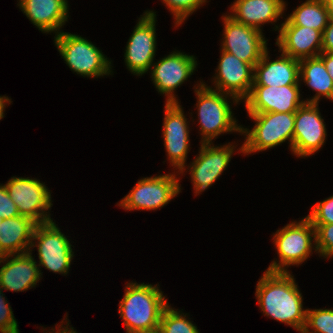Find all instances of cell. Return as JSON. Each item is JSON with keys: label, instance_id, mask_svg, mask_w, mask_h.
Wrapping results in <instances>:
<instances>
[{"label": "cell", "instance_id": "cell-1", "mask_svg": "<svg viewBox=\"0 0 333 333\" xmlns=\"http://www.w3.org/2000/svg\"><path fill=\"white\" fill-rule=\"evenodd\" d=\"M256 297L266 316L302 332L306 323L302 296L289 272L266 271L257 283Z\"/></svg>", "mask_w": 333, "mask_h": 333}, {"label": "cell", "instance_id": "cell-2", "mask_svg": "<svg viewBox=\"0 0 333 333\" xmlns=\"http://www.w3.org/2000/svg\"><path fill=\"white\" fill-rule=\"evenodd\" d=\"M119 304L118 311L127 333L159 329L162 313L169 305L157 285L144 283H128Z\"/></svg>", "mask_w": 333, "mask_h": 333}, {"label": "cell", "instance_id": "cell-3", "mask_svg": "<svg viewBox=\"0 0 333 333\" xmlns=\"http://www.w3.org/2000/svg\"><path fill=\"white\" fill-rule=\"evenodd\" d=\"M249 117L255 120L256 124L251 131L242 127L241 133L247 135L240 149L242 153L265 151L288 139L292 150L295 113L268 112L249 114Z\"/></svg>", "mask_w": 333, "mask_h": 333}, {"label": "cell", "instance_id": "cell-4", "mask_svg": "<svg viewBox=\"0 0 333 333\" xmlns=\"http://www.w3.org/2000/svg\"><path fill=\"white\" fill-rule=\"evenodd\" d=\"M198 98V118L203 142H211L221 133L241 132L242 127L236 124L226 93L216 91L201 83L195 89ZM225 94V96H224Z\"/></svg>", "mask_w": 333, "mask_h": 333}, {"label": "cell", "instance_id": "cell-5", "mask_svg": "<svg viewBox=\"0 0 333 333\" xmlns=\"http://www.w3.org/2000/svg\"><path fill=\"white\" fill-rule=\"evenodd\" d=\"M54 41L66 64L77 74L93 78L110 74L111 62L85 38L60 31Z\"/></svg>", "mask_w": 333, "mask_h": 333}, {"label": "cell", "instance_id": "cell-6", "mask_svg": "<svg viewBox=\"0 0 333 333\" xmlns=\"http://www.w3.org/2000/svg\"><path fill=\"white\" fill-rule=\"evenodd\" d=\"M312 237L315 242V227L306 217L300 222L287 224L274 234V243L280 261H273L267 271L288 272L285 267L304 262L312 252Z\"/></svg>", "mask_w": 333, "mask_h": 333}, {"label": "cell", "instance_id": "cell-7", "mask_svg": "<svg viewBox=\"0 0 333 333\" xmlns=\"http://www.w3.org/2000/svg\"><path fill=\"white\" fill-rule=\"evenodd\" d=\"M5 187L20 216L30 218L36 224L52 221L46 212L52 205L51 194L40 180L13 177Z\"/></svg>", "mask_w": 333, "mask_h": 333}, {"label": "cell", "instance_id": "cell-8", "mask_svg": "<svg viewBox=\"0 0 333 333\" xmlns=\"http://www.w3.org/2000/svg\"><path fill=\"white\" fill-rule=\"evenodd\" d=\"M175 174H164L139 180L119 206L126 210H156L166 205L180 192Z\"/></svg>", "mask_w": 333, "mask_h": 333}, {"label": "cell", "instance_id": "cell-9", "mask_svg": "<svg viewBox=\"0 0 333 333\" xmlns=\"http://www.w3.org/2000/svg\"><path fill=\"white\" fill-rule=\"evenodd\" d=\"M38 240L39 266L55 273L67 274L73 259L72 245L52 221L37 224L32 241Z\"/></svg>", "mask_w": 333, "mask_h": 333}, {"label": "cell", "instance_id": "cell-10", "mask_svg": "<svg viewBox=\"0 0 333 333\" xmlns=\"http://www.w3.org/2000/svg\"><path fill=\"white\" fill-rule=\"evenodd\" d=\"M223 17L225 25L222 50L254 67L267 50L262 30L239 23L229 14Z\"/></svg>", "mask_w": 333, "mask_h": 333}, {"label": "cell", "instance_id": "cell-11", "mask_svg": "<svg viewBox=\"0 0 333 333\" xmlns=\"http://www.w3.org/2000/svg\"><path fill=\"white\" fill-rule=\"evenodd\" d=\"M318 103L305 102L295 112L292 151L298 157H307L318 151L325 142L326 128Z\"/></svg>", "mask_w": 333, "mask_h": 333}, {"label": "cell", "instance_id": "cell-12", "mask_svg": "<svg viewBox=\"0 0 333 333\" xmlns=\"http://www.w3.org/2000/svg\"><path fill=\"white\" fill-rule=\"evenodd\" d=\"M155 13L147 11L139 18L126 46L125 63L133 74L142 75L152 66L156 49Z\"/></svg>", "mask_w": 333, "mask_h": 333}, {"label": "cell", "instance_id": "cell-13", "mask_svg": "<svg viewBox=\"0 0 333 333\" xmlns=\"http://www.w3.org/2000/svg\"><path fill=\"white\" fill-rule=\"evenodd\" d=\"M299 85L270 87L252 85L244 99L249 114L280 112L295 113L306 101H300Z\"/></svg>", "mask_w": 333, "mask_h": 333}, {"label": "cell", "instance_id": "cell-14", "mask_svg": "<svg viewBox=\"0 0 333 333\" xmlns=\"http://www.w3.org/2000/svg\"><path fill=\"white\" fill-rule=\"evenodd\" d=\"M222 51L215 77L216 91L231 95L236 104L245 99L254 82V67L233 54Z\"/></svg>", "mask_w": 333, "mask_h": 333}, {"label": "cell", "instance_id": "cell-15", "mask_svg": "<svg viewBox=\"0 0 333 333\" xmlns=\"http://www.w3.org/2000/svg\"><path fill=\"white\" fill-rule=\"evenodd\" d=\"M179 102L166 103L163 123L164 146L171 165L177 167L180 173L185 170V161L189 147V130Z\"/></svg>", "mask_w": 333, "mask_h": 333}, {"label": "cell", "instance_id": "cell-16", "mask_svg": "<svg viewBox=\"0 0 333 333\" xmlns=\"http://www.w3.org/2000/svg\"><path fill=\"white\" fill-rule=\"evenodd\" d=\"M211 146V142H201L199 156L190 165L195 193L206 190L226 169L231 160L234 146Z\"/></svg>", "mask_w": 333, "mask_h": 333}, {"label": "cell", "instance_id": "cell-17", "mask_svg": "<svg viewBox=\"0 0 333 333\" xmlns=\"http://www.w3.org/2000/svg\"><path fill=\"white\" fill-rule=\"evenodd\" d=\"M196 65L197 61L193 55L181 52H173L155 63L151 73L152 80L158 89L157 91L167 95L166 102H178L173 90L192 75Z\"/></svg>", "mask_w": 333, "mask_h": 333}, {"label": "cell", "instance_id": "cell-18", "mask_svg": "<svg viewBox=\"0 0 333 333\" xmlns=\"http://www.w3.org/2000/svg\"><path fill=\"white\" fill-rule=\"evenodd\" d=\"M279 29L276 45L283 54L301 60L322 52V32L298 25H281Z\"/></svg>", "mask_w": 333, "mask_h": 333}, {"label": "cell", "instance_id": "cell-19", "mask_svg": "<svg viewBox=\"0 0 333 333\" xmlns=\"http://www.w3.org/2000/svg\"><path fill=\"white\" fill-rule=\"evenodd\" d=\"M30 253L0 256V263L8 260L0 268V287L4 290L20 292L35 287L41 271Z\"/></svg>", "mask_w": 333, "mask_h": 333}, {"label": "cell", "instance_id": "cell-20", "mask_svg": "<svg viewBox=\"0 0 333 333\" xmlns=\"http://www.w3.org/2000/svg\"><path fill=\"white\" fill-rule=\"evenodd\" d=\"M281 58L269 62L268 51L261 56L254 66L253 85L282 87L299 85V60L281 54Z\"/></svg>", "mask_w": 333, "mask_h": 333}, {"label": "cell", "instance_id": "cell-21", "mask_svg": "<svg viewBox=\"0 0 333 333\" xmlns=\"http://www.w3.org/2000/svg\"><path fill=\"white\" fill-rule=\"evenodd\" d=\"M20 9L42 32L57 31L67 21V0H19Z\"/></svg>", "mask_w": 333, "mask_h": 333}, {"label": "cell", "instance_id": "cell-22", "mask_svg": "<svg viewBox=\"0 0 333 333\" xmlns=\"http://www.w3.org/2000/svg\"><path fill=\"white\" fill-rule=\"evenodd\" d=\"M36 225L30 218L20 215L3 219L0 223V256L24 254L32 251L30 248L36 246L35 242L32 241Z\"/></svg>", "mask_w": 333, "mask_h": 333}, {"label": "cell", "instance_id": "cell-23", "mask_svg": "<svg viewBox=\"0 0 333 333\" xmlns=\"http://www.w3.org/2000/svg\"><path fill=\"white\" fill-rule=\"evenodd\" d=\"M283 0H236L231 6L235 21L261 30V24L276 22L285 10Z\"/></svg>", "mask_w": 333, "mask_h": 333}, {"label": "cell", "instance_id": "cell-24", "mask_svg": "<svg viewBox=\"0 0 333 333\" xmlns=\"http://www.w3.org/2000/svg\"><path fill=\"white\" fill-rule=\"evenodd\" d=\"M299 75L309 87L317 92L312 99H307L306 102L318 103L321 95L333 100V80L319 56L299 60Z\"/></svg>", "mask_w": 333, "mask_h": 333}, {"label": "cell", "instance_id": "cell-25", "mask_svg": "<svg viewBox=\"0 0 333 333\" xmlns=\"http://www.w3.org/2000/svg\"><path fill=\"white\" fill-rule=\"evenodd\" d=\"M329 20L323 0H307L297 7L282 25L306 26L323 33Z\"/></svg>", "mask_w": 333, "mask_h": 333}, {"label": "cell", "instance_id": "cell-26", "mask_svg": "<svg viewBox=\"0 0 333 333\" xmlns=\"http://www.w3.org/2000/svg\"><path fill=\"white\" fill-rule=\"evenodd\" d=\"M185 317L186 314L182 315L168 305L162 313L159 330L161 333H199L197 327Z\"/></svg>", "mask_w": 333, "mask_h": 333}, {"label": "cell", "instance_id": "cell-27", "mask_svg": "<svg viewBox=\"0 0 333 333\" xmlns=\"http://www.w3.org/2000/svg\"><path fill=\"white\" fill-rule=\"evenodd\" d=\"M313 331L309 332V328ZM301 333H333L332 309H306V323Z\"/></svg>", "mask_w": 333, "mask_h": 333}, {"label": "cell", "instance_id": "cell-28", "mask_svg": "<svg viewBox=\"0 0 333 333\" xmlns=\"http://www.w3.org/2000/svg\"><path fill=\"white\" fill-rule=\"evenodd\" d=\"M315 227V251L326 257L333 256V224H312Z\"/></svg>", "mask_w": 333, "mask_h": 333}, {"label": "cell", "instance_id": "cell-29", "mask_svg": "<svg viewBox=\"0 0 333 333\" xmlns=\"http://www.w3.org/2000/svg\"><path fill=\"white\" fill-rule=\"evenodd\" d=\"M204 2L206 0H163L174 15L178 26Z\"/></svg>", "mask_w": 333, "mask_h": 333}, {"label": "cell", "instance_id": "cell-30", "mask_svg": "<svg viewBox=\"0 0 333 333\" xmlns=\"http://www.w3.org/2000/svg\"><path fill=\"white\" fill-rule=\"evenodd\" d=\"M306 217L312 224H333V195L314 205Z\"/></svg>", "mask_w": 333, "mask_h": 333}, {"label": "cell", "instance_id": "cell-31", "mask_svg": "<svg viewBox=\"0 0 333 333\" xmlns=\"http://www.w3.org/2000/svg\"><path fill=\"white\" fill-rule=\"evenodd\" d=\"M2 291L3 289L0 287V332L17 333L19 331L17 321L14 318L11 306L3 297Z\"/></svg>", "mask_w": 333, "mask_h": 333}, {"label": "cell", "instance_id": "cell-32", "mask_svg": "<svg viewBox=\"0 0 333 333\" xmlns=\"http://www.w3.org/2000/svg\"><path fill=\"white\" fill-rule=\"evenodd\" d=\"M19 215L17 206L11 200L5 185H0V218L9 219Z\"/></svg>", "mask_w": 333, "mask_h": 333}, {"label": "cell", "instance_id": "cell-33", "mask_svg": "<svg viewBox=\"0 0 333 333\" xmlns=\"http://www.w3.org/2000/svg\"><path fill=\"white\" fill-rule=\"evenodd\" d=\"M322 52H333V19L329 20L322 33Z\"/></svg>", "mask_w": 333, "mask_h": 333}, {"label": "cell", "instance_id": "cell-34", "mask_svg": "<svg viewBox=\"0 0 333 333\" xmlns=\"http://www.w3.org/2000/svg\"><path fill=\"white\" fill-rule=\"evenodd\" d=\"M318 56L323 60L326 70L333 80V52H321Z\"/></svg>", "mask_w": 333, "mask_h": 333}, {"label": "cell", "instance_id": "cell-35", "mask_svg": "<svg viewBox=\"0 0 333 333\" xmlns=\"http://www.w3.org/2000/svg\"><path fill=\"white\" fill-rule=\"evenodd\" d=\"M11 99H9L8 97H5V96H0V120L4 117V109H5V105H6V102H9L11 103L10 101Z\"/></svg>", "mask_w": 333, "mask_h": 333}, {"label": "cell", "instance_id": "cell-36", "mask_svg": "<svg viewBox=\"0 0 333 333\" xmlns=\"http://www.w3.org/2000/svg\"><path fill=\"white\" fill-rule=\"evenodd\" d=\"M323 1L326 5L329 19H333V0H323Z\"/></svg>", "mask_w": 333, "mask_h": 333}, {"label": "cell", "instance_id": "cell-37", "mask_svg": "<svg viewBox=\"0 0 333 333\" xmlns=\"http://www.w3.org/2000/svg\"><path fill=\"white\" fill-rule=\"evenodd\" d=\"M53 331H51L52 333ZM54 333H77L76 331L73 330V327H70V329L68 328V325H66V327H63V329H58L56 332Z\"/></svg>", "mask_w": 333, "mask_h": 333}, {"label": "cell", "instance_id": "cell-38", "mask_svg": "<svg viewBox=\"0 0 333 333\" xmlns=\"http://www.w3.org/2000/svg\"><path fill=\"white\" fill-rule=\"evenodd\" d=\"M144 333H161V331L159 329H157V330H153V331H147Z\"/></svg>", "mask_w": 333, "mask_h": 333}]
</instances>
